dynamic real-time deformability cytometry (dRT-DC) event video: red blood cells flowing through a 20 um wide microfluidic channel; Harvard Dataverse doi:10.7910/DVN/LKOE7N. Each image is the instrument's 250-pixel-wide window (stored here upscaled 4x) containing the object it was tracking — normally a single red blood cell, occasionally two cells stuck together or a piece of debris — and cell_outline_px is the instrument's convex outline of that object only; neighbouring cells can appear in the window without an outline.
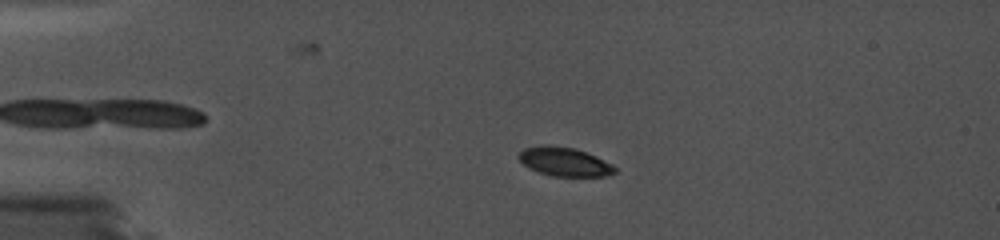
{"species": "common noctule bat (a hibernating species)", "species_latin": "Nyctalus noctula", "temperature_condition": "cold", "stored_images_in_passage": 85, "camera_frame_rate_fps": 5000, "um_per_image_px": 0.085, "animal": {"sex": "female", "body_mass_g": 19.0, "forearm_length_mm": 56.7}, "frame": {"image": 1, "passage_image": 20, "time_ms": 3.8, "image_size_px": [1000, 240], "cell_outline_px": [[616, 172], [604, 176], [552, 176], [536, 172], [528, 168], [520, 160], [520, 152], [524, 148], [572, 148], [584, 152], [612, 164], [616, 168]], "centroid_in_image_um": [48.01, 13.82], "position_along_channel_um": 37.0, "area_um2": 15.2}}
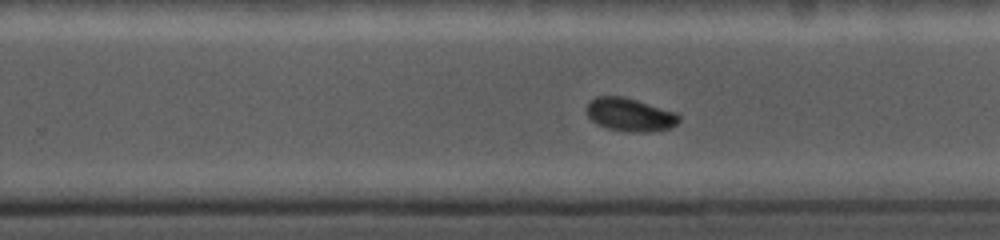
{"frame": {"image": 2, "passage_image": 59, "time_ms": 11.6, "image_size_px": [1000, 240], "cell_outline_px": [[680, 120], [672, 128], [648, 132], [628, 132], [608, 128], [596, 124], [588, 116], [588, 104], [596, 96], [624, 96], [676, 112], [680, 116]], "centroid_in_image_um": [53.58, 9.75], "position_along_channel_um": 276.2, "area_um2": 17.86}}
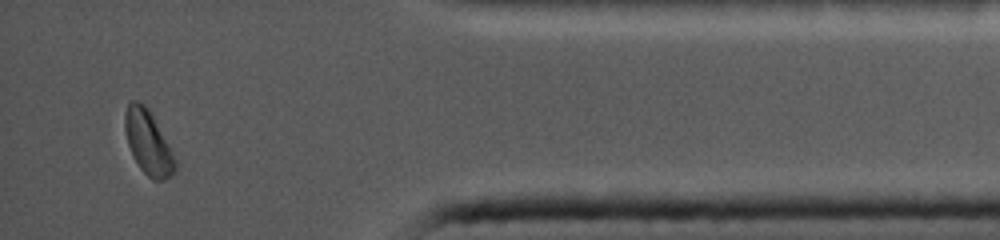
{"frame": {"image": 3, "passage_image": 81, "time_ms": 16.0, "image_size_px": [1000, 240], "cell_outline_px": [[176, 172], [172, 176], [160, 180], [152, 180], [140, 168], [132, 156], [128, 144], [124, 128], [124, 116], [128, 104], [132, 100], [136, 100], [144, 104], [148, 108], [168, 144], [176, 160]], "centroid_in_image_um": [12.58, 12.13], "position_along_channel_um": 422.6, "area_um2": 18.61}}